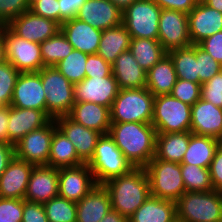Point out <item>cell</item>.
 <instances>
[{"label": "cell", "mask_w": 222, "mask_h": 222, "mask_svg": "<svg viewBox=\"0 0 222 222\" xmlns=\"http://www.w3.org/2000/svg\"><path fill=\"white\" fill-rule=\"evenodd\" d=\"M108 134L134 168H145L155 157L157 132L151 123H111Z\"/></svg>", "instance_id": "cell-1"}, {"label": "cell", "mask_w": 222, "mask_h": 222, "mask_svg": "<svg viewBox=\"0 0 222 222\" xmlns=\"http://www.w3.org/2000/svg\"><path fill=\"white\" fill-rule=\"evenodd\" d=\"M102 185L109 193L111 209L127 219L151 196L145 168H133L129 173L111 178Z\"/></svg>", "instance_id": "cell-2"}, {"label": "cell", "mask_w": 222, "mask_h": 222, "mask_svg": "<svg viewBox=\"0 0 222 222\" xmlns=\"http://www.w3.org/2000/svg\"><path fill=\"white\" fill-rule=\"evenodd\" d=\"M154 99L146 87L120 89L110 109L111 123H151Z\"/></svg>", "instance_id": "cell-3"}, {"label": "cell", "mask_w": 222, "mask_h": 222, "mask_svg": "<svg viewBox=\"0 0 222 222\" xmlns=\"http://www.w3.org/2000/svg\"><path fill=\"white\" fill-rule=\"evenodd\" d=\"M87 164L96 184H103L111 178L125 175L134 168L109 134L98 139L93 156Z\"/></svg>", "instance_id": "cell-4"}, {"label": "cell", "mask_w": 222, "mask_h": 222, "mask_svg": "<svg viewBox=\"0 0 222 222\" xmlns=\"http://www.w3.org/2000/svg\"><path fill=\"white\" fill-rule=\"evenodd\" d=\"M183 222H222V192H185L176 202Z\"/></svg>", "instance_id": "cell-5"}, {"label": "cell", "mask_w": 222, "mask_h": 222, "mask_svg": "<svg viewBox=\"0 0 222 222\" xmlns=\"http://www.w3.org/2000/svg\"><path fill=\"white\" fill-rule=\"evenodd\" d=\"M38 72L46 95V115L50 119L68 115L75 104L74 85L55 66Z\"/></svg>", "instance_id": "cell-6"}, {"label": "cell", "mask_w": 222, "mask_h": 222, "mask_svg": "<svg viewBox=\"0 0 222 222\" xmlns=\"http://www.w3.org/2000/svg\"><path fill=\"white\" fill-rule=\"evenodd\" d=\"M145 170L149 178L151 196L176 203L186 192L179 163L153 157Z\"/></svg>", "instance_id": "cell-7"}, {"label": "cell", "mask_w": 222, "mask_h": 222, "mask_svg": "<svg viewBox=\"0 0 222 222\" xmlns=\"http://www.w3.org/2000/svg\"><path fill=\"white\" fill-rule=\"evenodd\" d=\"M151 124L157 133L190 131L191 105L171 94L156 96Z\"/></svg>", "instance_id": "cell-8"}, {"label": "cell", "mask_w": 222, "mask_h": 222, "mask_svg": "<svg viewBox=\"0 0 222 222\" xmlns=\"http://www.w3.org/2000/svg\"><path fill=\"white\" fill-rule=\"evenodd\" d=\"M161 11L153 0H138L122 12V23L131 38L158 39Z\"/></svg>", "instance_id": "cell-9"}, {"label": "cell", "mask_w": 222, "mask_h": 222, "mask_svg": "<svg viewBox=\"0 0 222 222\" xmlns=\"http://www.w3.org/2000/svg\"><path fill=\"white\" fill-rule=\"evenodd\" d=\"M5 58L19 72H38L45 67L41 57L40 44L15 35L3 25Z\"/></svg>", "instance_id": "cell-10"}, {"label": "cell", "mask_w": 222, "mask_h": 222, "mask_svg": "<svg viewBox=\"0 0 222 222\" xmlns=\"http://www.w3.org/2000/svg\"><path fill=\"white\" fill-rule=\"evenodd\" d=\"M55 120L25 135L15 146V156L34 166H48Z\"/></svg>", "instance_id": "cell-11"}, {"label": "cell", "mask_w": 222, "mask_h": 222, "mask_svg": "<svg viewBox=\"0 0 222 222\" xmlns=\"http://www.w3.org/2000/svg\"><path fill=\"white\" fill-rule=\"evenodd\" d=\"M158 29V41L167 53L192 45L189 35L188 16L184 12L162 9Z\"/></svg>", "instance_id": "cell-12"}, {"label": "cell", "mask_w": 222, "mask_h": 222, "mask_svg": "<svg viewBox=\"0 0 222 222\" xmlns=\"http://www.w3.org/2000/svg\"><path fill=\"white\" fill-rule=\"evenodd\" d=\"M58 179V195L76 203L97 185L87 163L76 167L59 168Z\"/></svg>", "instance_id": "cell-13"}, {"label": "cell", "mask_w": 222, "mask_h": 222, "mask_svg": "<svg viewBox=\"0 0 222 222\" xmlns=\"http://www.w3.org/2000/svg\"><path fill=\"white\" fill-rule=\"evenodd\" d=\"M119 90L113 75L85 77L80 83L74 84V100L75 102H93L111 109Z\"/></svg>", "instance_id": "cell-14"}, {"label": "cell", "mask_w": 222, "mask_h": 222, "mask_svg": "<svg viewBox=\"0 0 222 222\" xmlns=\"http://www.w3.org/2000/svg\"><path fill=\"white\" fill-rule=\"evenodd\" d=\"M10 105L22 109L41 110L46 114V95L39 72H20Z\"/></svg>", "instance_id": "cell-15"}, {"label": "cell", "mask_w": 222, "mask_h": 222, "mask_svg": "<svg viewBox=\"0 0 222 222\" xmlns=\"http://www.w3.org/2000/svg\"><path fill=\"white\" fill-rule=\"evenodd\" d=\"M15 35L31 42L41 43L60 31V25L30 10L12 19L6 25Z\"/></svg>", "instance_id": "cell-16"}, {"label": "cell", "mask_w": 222, "mask_h": 222, "mask_svg": "<svg viewBox=\"0 0 222 222\" xmlns=\"http://www.w3.org/2000/svg\"><path fill=\"white\" fill-rule=\"evenodd\" d=\"M57 128L72 142L78 157L87 163L93 156L98 139L102 134L73 121L68 115L56 117Z\"/></svg>", "instance_id": "cell-17"}, {"label": "cell", "mask_w": 222, "mask_h": 222, "mask_svg": "<svg viewBox=\"0 0 222 222\" xmlns=\"http://www.w3.org/2000/svg\"><path fill=\"white\" fill-rule=\"evenodd\" d=\"M58 193V169L50 166H34L24 200L44 204L58 196Z\"/></svg>", "instance_id": "cell-18"}, {"label": "cell", "mask_w": 222, "mask_h": 222, "mask_svg": "<svg viewBox=\"0 0 222 222\" xmlns=\"http://www.w3.org/2000/svg\"><path fill=\"white\" fill-rule=\"evenodd\" d=\"M187 16L192 45H198L205 38L222 31V13L206 3L196 4Z\"/></svg>", "instance_id": "cell-19"}, {"label": "cell", "mask_w": 222, "mask_h": 222, "mask_svg": "<svg viewBox=\"0 0 222 222\" xmlns=\"http://www.w3.org/2000/svg\"><path fill=\"white\" fill-rule=\"evenodd\" d=\"M190 131L222 142V108L200 98L191 106Z\"/></svg>", "instance_id": "cell-20"}, {"label": "cell", "mask_w": 222, "mask_h": 222, "mask_svg": "<svg viewBox=\"0 0 222 222\" xmlns=\"http://www.w3.org/2000/svg\"><path fill=\"white\" fill-rule=\"evenodd\" d=\"M76 18L103 31L122 23V11L110 0H86Z\"/></svg>", "instance_id": "cell-21"}, {"label": "cell", "mask_w": 222, "mask_h": 222, "mask_svg": "<svg viewBox=\"0 0 222 222\" xmlns=\"http://www.w3.org/2000/svg\"><path fill=\"white\" fill-rule=\"evenodd\" d=\"M33 167L34 165L14 156L0 176V197L24 199Z\"/></svg>", "instance_id": "cell-22"}, {"label": "cell", "mask_w": 222, "mask_h": 222, "mask_svg": "<svg viewBox=\"0 0 222 222\" xmlns=\"http://www.w3.org/2000/svg\"><path fill=\"white\" fill-rule=\"evenodd\" d=\"M51 119L41 110L9 105L8 143L15 145L25 135L46 125Z\"/></svg>", "instance_id": "cell-23"}, {"label": "cell", "mask_w": 222, "mask_h": 222, "mask_svg": "<svg viewBox=\"0 0 222 222\" xmlns=\"http://www.w3.org/2000/svg\"><path fill=\"white\" fill-rule=\"evenodd\" d=\"M60 30L72 45L73 49L88 55L97 54L102 30L94 28L76 17L64 21L60 25Z\"/></svg>", "instance_id": "cell-24"}, {"label": "cell", "mask_w": 222, "mask_h": 222, "mask_svg": "<svg viewBox=\"0 0 222 222\" xmlns=\"http://www.w3.org/2000/svg\"><path fill=\"white\" fill-rule=\"evenodd\" d=\"M68 116L102 135L108 134L111 126L110 108L93 102H75Z\"/></svg>", "instance_id": "cell-25"}, {"label": "cell", "mask_w": 222, "mask_h": 222, "mask_svg": "<svg viewBox=\"0 0 222 222\" xmlns=\"http://www.w3.org/2000/svg\"><path fill=\"white\" fill-rule=\"evenodd\" d=\"M76 206V222H100L111 210L109 193L102 184H97Z\"/></svg>", "instance_id": "cell-26"}, {"label": "cell", "mask_w": 222, "mask_h": 222, "mask_svg": "<svg viewBox=\"0 0 222 222\" xmlns=\"http://www.w3.org/2000/svg\"><path fill=\"white\" fill-rule=\"evenodd\" d=\"M112 75L119 89L146 87V71L139 66L130 50L116 58L112 64Z\"/></svg>", "instance_id": "cell-27"}, {"label": "cell", "mask_w": 222, "mask_h": 222, "mask_svg": "<svg viewBox=\"0 0 222 222\" xmlns=\"http://www.w3.org/2000/svg\"><path fill=\"white\" fill-rule=\"evenodd\" d=\"M177 74L171 57L166 54L148 72L146 88L156 97L170 94L177 81Z\"/></svg>", "instance_id": "cell-28"}, {"label": "cell", "mask_w": 222, "mask_h": 222, "mask_svg": "<svg viewBox=\"0 0 222 222\" xmlns=\"http://www.w3.org/2000/svg\"><path fill=\"white\" fill-rule=\"evenodd\" d=\"M190 137L191 131L157 133L155 158L181 164Z\"/></svg>", "instance_id": "cell-29"}, {"label": "cell", "mask_w": 222, "mask_h": 222, "mask_svg": "<svg viewBox=\"0 0 222 222\" xmlns=\"http://www.w3.org/2000/svg\"><path fill=\"white\" fill-rule=\"evenodd\" d=\"M177 218L176 203L150 196L128 222H172Z\"/></svg>", "instance_id": "cell-30"}, {"label": "cell", "mask_w": 222, "mask_h": 222, "mask_svg": "<svg viewBox=\"0 0 222 222\" xmlns=\"http://www.w3.org/2000/svg\"><path fill=\"white\" fill-rule=\"evenodd\" d=\"M220 143L221 141L217 138L196 135L191 132L190 142L181 164H192L209 168Z\"/></svg>", "instance_id": "cell-31"}, {"label": "cell", "mask_w": 222, "mask_h": 222, "mask_svg": "<svg viewBox=\"0 0 222 222\" xmlns=\"http://www.w3.org/2000/svg\"><path fill=\"white\" fill-rule=\"evenodd\" d=\"M130 40V34L123 23L103 30L97 54L112 65L119 54L129 50Z\"/></svg>", "instance_id": "cell-32"}, {"label": "cell", "mask_w": 222, "mask_h": 222, "mask_svg": "<svg viewBox=\"0 0 222 222\" xmlns=\"http://www.w3.org/2000/svg\"><path fill=\"white\" fill-rule=\"evenodd\" d=\"M84 164L72 142L58 129L53 132L48 166L54 168L76 167Z\"/></svg>", "instance_id": "cell-33"}, {"label": "cell", "mask_w": 222, "mask_h": 222, "mask_svg": "<svg viewBox=\"0 0 222 222\" xmlns=\"http://www.w3.org/2000/svg\"><path fill=\"white\" fill-rule=\"evenodd\" d=\"M129 50L146 72L167 54L158 39L131 38Z\"/></svg>", "instance_id": "cell-34"}, {"label": "cell", "mask_w": 222, "mask_h": 222, "mask_svg": "<svg viewBox=\"0 0 222 222\" xmlns=\"http://www.w3.org/2000/svg\"><path fill=\"white\" fill-rule=\"evenodd\" d=\"M173 60L178 79L199 83L196 45L178 48L167 53Z\"/></svg>", "instance_id": "cell-35"}, {"label": "cell", "mask_w": 222, "mask_h": 222, "mask_svg": "<svg viewBox=\"0 0 222 222\" xmlns=\"http://www.w3.org/2000/svg\"><path fill=\"white\" fill-rule=\"evenodd\" d=\"M73 50L62 31L40 43L41 57L45 67L55 66L66 58Z\"/></svg>", "instance_id": "cell-36"}, {"label": "cell", "mask_w": 222, "mask_h": 222, "mask_svg": "<svg viewBox=\"0 0 222 222\" xmlns=\"http://www.w3.org/2000/svg\"><path fill=\"white\" fill-rule=\"evenodd\" d=\"M186 192H209L214 190L209 168L192 164H180Z\"/></svg>", "instance_id": "cell-37"}, {"label": "cell", "mask_w": 222, "mask_h": 222, "mask_svg": "<svg viewBox=\"0 0 222 222\" xmlns=\"http://www.w3.org/2000/svg\"><path fill=\"white\" fill-rule=\"evenodd\" d=\"M88 54L73 49L55 67L74 85L80 83L85 78V66Z\"/></svg>", "instance_id": "cell-38"}, {"label": "cell", "mask_w": 222, "mask_h": 222, "mask_svg": "<svg viewBox=\"0 0 222 222\" xmlns=\"http://www.w3.org/2000/svg\"><path fill=\"white\" fill-rule=\"evenodd\" d=\"M43 207L49 222H76V202L58 195L45 202Z\"/></svg>", "instance_id": "cell-39"}, {"label": "cell", "mask_w": 222, "mask_h": 222, "mask_svg": "<svg viewBox=\"0 0 222 222\" xmlns=\"http://www.w3.org/2000/svg\"><path fill=\"white\" fill-rule=\"evenodd\" d=\"M20 72L7 60L0 64V107L9 106Z\"/></svg>", "instance_id": "cell-40"}, {"label": "cell", "mask_w": 222, "mask_h": 222, "mask_svg": "<svg viewBox=\"0 0 222 222\" xmlns=\"http://www.w3.org/2000/svg\"><path fill=\"white\" fill-rule=\"evenodd\" d=\"M170 94L192 106L201 98V85L184 79H177Z\"/></svg>", "instance_id": "cell-41"}, {"label": "cell", "mask_w": 222, "mask_h": 222, "mask_svg": "<svg viewBox=\"0 0 222 222\" xmlns=\"http://www.w3.org/2000/svg\"><path fill=\"white\" fill-rule=\"evenodd\" d=\"M196 59L198 61L199 84L210 80L214 75L222 70V65L214 60L199 45H196Z\"/></svg>", "instance_id": "cell-42"}, {"label": "cell", "mask_w": 222, "mask_h": 222, "mask_svg": "<svg viewBox=\"0 0 222 222\" xmlns=\"http://www.w3.org/2000/svg\"><path fill=\"white\" fill-rule=\"evenodd\" d=\"M201 99L222 108V70L201 84Z\"/></svg>", "instance_id": "cell-43"}, {"label": "cell", "mask_w": 222, "mask_h": 222, "mask_svg": "<svg viewBox=\"0 0 222 222\" xmlns=\"http://www.w3.org/2000/svg\"><path fill=\"white\" fill-rule=\"evenodd\" d=\"M29 9V0H0V25H7Z\"/></svg>", "instance_id": "cell-44"}, {"label": "cell", "mask_w": 222, "mask_h": 222, "mask_svg": "<svg viewBox=\"0 0 222 222\" xmlns=\"http://www.w3.org/2000/svg\"><path fill=\"white\" fill-rule=\"evenodd\" d=\"M23 199L0 197V222H22Z\"/></svg>", "instance_id": "cell-45"}, {"label": "cell", "mask_w": 222, "mask_h": 222, "mask_svg": "<svg viewBox=\"0 0 222 222\" xmlns=\"http://www.w3.org/2000/svg\"><path fill=\"white\" fill-rule=\"evenodd\" d=\"M32 13L56 21L60 25V11L58 0H33L30 3Z\"/></svg>", "instance_id": "cell-46"}, {"label": "cell", "mask_w": 222, "mask_h": 222, "mask_svg": "<svg viewBox=\"0 0 222 222\" xmlns=\"http://www.w3.org/2000/svg\"><path fill=\"white\" fill-rule=\"evenodd\" d=\"M112 75V65L98 54H90L85 66V77H107Z\"/></svg>", "instance_id": "cell-47"}, {"label": "cell", "mask_w": 222, "mask_h": 222, "mask_svg": "<svg viewBox=\"0 0 222 222\" xmlns=\"http://www.w3.org/2000/svg\"><path fill=\"white\" fill-rule=\"evenodd\" d=\"M22 222H49L42 203H32L23 199Z\"/></svg>", "instance_id": "cell-48"}, {"label": "cell", "mask_w": 222, "mask_h": 222, "mask_svg": "<svg viewBox=\"0 0 222 222\" xmlns=\"http://www.w3.org/2000/svg\"><path fill=\"white\" fill-rule=\"evenodd\" d=\"M198 45L222 65V31L205 38Z\"/></svg>", "instance_id": "cell-49"}, {"label": "cell", "mask_w": 222, "mask_h": 222, "mask_svg": "<svg viewBox=\"0 0 222 222\" xmlns=\"http://www.w3.org/2000/svg\"><path fill=\"white\" fill-rule=\"evenodd\" d=\"M213 189L222 191V142L215 151L213 160L209 166Z\"/></svg>", "instance_id": "cell-50"}, {"label": "cell", "mask_w": 222, "mask_h": 222, "mask_svg": "<svg viewBox=\"0 0 222 222\" xmlns=\"http://www.w3.org/2000/svg\"><path fill=\"white\" fill-rule=\"evenodd\" d=\"M58 2L61 25L64 21L75 18L86 0H58Z\"/></svg>", "instance_id": "cell-51"}, {"label": "cell", "mask_w": 222, "mask_h": 222, "mask_svg": "<svg viewBox=\"0 0 222 222\" xmlns=\"http://www.w3.org/2000/svg\"><path fill=\"white\" fill-rule=\"evenodd\" d=\"M161 9H171L188 14L196 6L195 0H153Z\"/></svg>", "instance_id": "cell-52"}, {"label": "cell", "mask_w": 222, "mask_h": 222, "mask_svg": "<svg viewBox=\"0 0 222 222\" xmlns=\"http://www.w3.org/2000/svg\"><path fill=\"white\" fill-rule=\"evenodd\" d=\"M15 156V146L3 141H0V176L6 170L9 162Z\"/></svg>", "instance_id": "cell-53"}, {"label": "cell", "mask_w": 222, "mask_h": 222, "mask_svg": "<svg viewBox=\"0 0 222 222\" xmlns=\"http://www.w3.org/2000/svg\"><path fill=\"white\" fill-rule=\"evenodd\" d=\"M9 106L0 107V141L8 143Z\"/></svg>", "instance_id": "cell-54"}, {"label": "cell", "mask_w": 222, "mask_h": 222, "mask_svg": "<svg viewBox=\"0 0 222 222\" xmlns=\"http://www.w3.org/2000/svg\"><path fill=\"white\" fill-rule=\"evenodd\" d=\"M100 222H128V219L111 209Z\"/></svg>", "instance_id": "cell-55"}, {"label": "cell", "mask_w": 222, "mask_h": 222, "mask_svg": "<svg viewBox=\"0 0 222 222\" xmlns=\"http://www.w3.org/2000/svg\"><path fill=\"white\" fill-rule=\"evenodd\" d=\"M110 1L123 12L127 7H129L132 3L138 0H110Z\"/></svg>", "instance_id": "cell-56"}, {"label": "cell", "mask_w": 222, "mask_h": 222, "mask_svg": "<svg viewBox=\"0 0 222 222\" xmlns=\"http://www.w3.org/2000/svg\"><path fill=\"white\" fill-rule=\"evenodd\" d=\"M6 61L4 41H3V25H0V64Z\"/></svg>", "instance_id": "cell-57"}, {"label": "cell", "mask_w": 222, "mask_h": 222, "mask_svg": "<svg viewBox=\"0 0 222 222\" xmlns=\"http://www.w3.org/2000/svg\"><path fill=\"white\" fill-rule=\"evenodd\" d=\"M205 3L222 13V0H207Z\"/></svg>", "instance_id": "cell-58"}, {"label": "cell", "mask_w": 222, "mask_h": 222, "mask_svg": "<svg viewBox=\"0 0 222 222\" xmlns=\"http://www.w3.org/2000/svg\"><path fill=\"white\" fill-rule=\"evenodd\" d=\"M207 0H195V2L198 3H205Z\"/></svg>", "instance_id": "cell-59"}, {"label": "cell", "mask_w": 222, "mask_h": 222, "mask_svg": "<svg viewBox=\"0 0 222 222\" xmlns=\"http://www.w3.org/2000/svg\"><path fill=\"white\" fill-rule=\"evenodd\" d=\"M172 222H183L182 220H179L178 218L174 219Z\"/></svg>", "instance_id": "cell-60"}]
</instances>
